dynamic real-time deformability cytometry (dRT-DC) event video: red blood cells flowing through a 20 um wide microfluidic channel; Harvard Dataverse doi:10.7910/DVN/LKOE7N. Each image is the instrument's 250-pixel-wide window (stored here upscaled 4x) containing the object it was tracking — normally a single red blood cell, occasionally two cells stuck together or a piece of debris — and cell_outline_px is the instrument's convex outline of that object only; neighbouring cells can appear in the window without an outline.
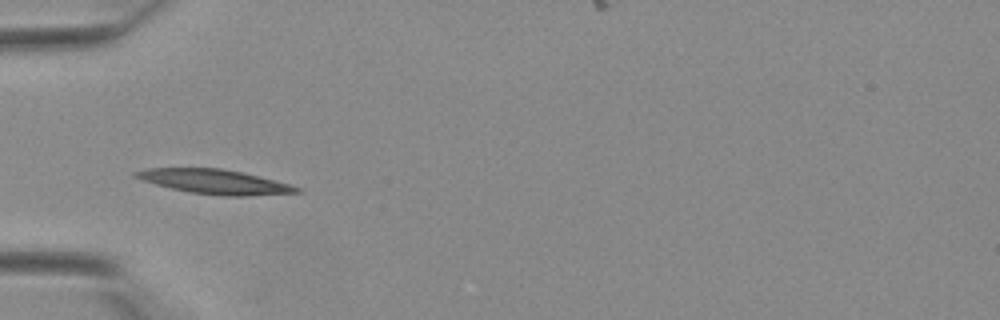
{"species": "Egyptian fruit bat (a non-hibernating species)", "species_latin": "Rousettus aegyptiacus", "temperature_condition": "warm", "stored_images_in_passage": 30, "camera_frame_rate_fps": 3000, "um_per_image_px": 0.085, "animal": {"sex": "female"}, "frame": {"image": 1, "passage_image": 1, "time_ms": 0.0, "image_size_px": [1000, 320], "cell_outline_px": [[304, 192], [248, 196], [224, 196], [192, 192], [172, 188], [156, 184], [132, 176], [132, 172], [148, 168], [220, 168], [240, 172], [292, 184], [304, 188]], "centroid_in_image_um": [18.33, 15.45], "position_along_channel_um": 66.7, "area_um2": 22.89}}
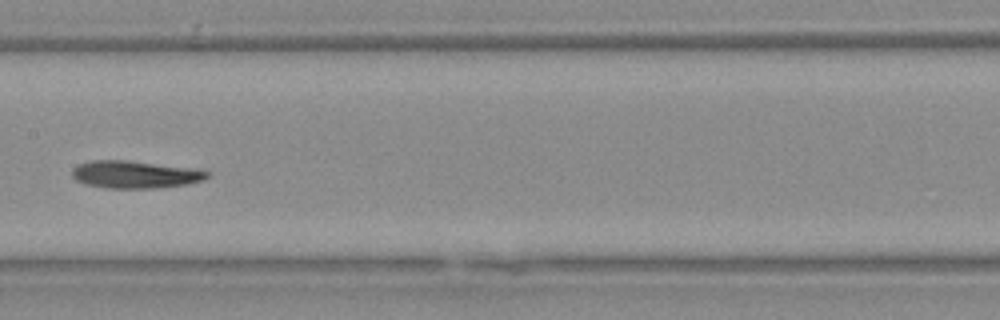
{"frame": {"image": 2, "passage_image": 9, "time_ms": 2.667, "image_size_px": [1000, 320], "cell_outline_px": [[212, 172], [204, 180], [188, 184], [160, 188], [108, 188], [84, 184], [76, 180], [72, 176], [72, 168], [88, 160], [128, 160], [196, 168]], "centroid_in_image_um": [11.51, 14.82], "position_along_channel_um": 195.9, "area_um2": 21.96}}
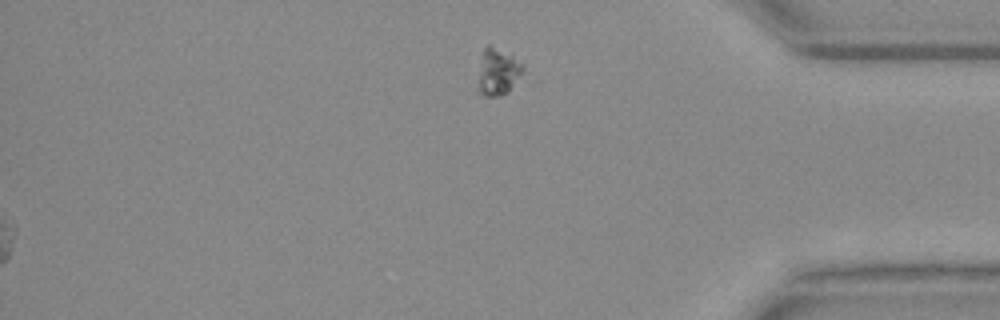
{"frame": {"image": 3, "passage_image": 30, "time_ms": 9.667, "image_size_px": [1000, 320], "cell_outline_px": [[524, 72], [508, 92], [496, 96], [484, 96], [476, 92], [476, 88], [480, 56], [484, 48], [488, 44], [512, 56], [524, 64]], "centroid_in_image_um": [42.27, 6.13], "position_along_channel_um": 392.9, "area_um2": 12.6}}